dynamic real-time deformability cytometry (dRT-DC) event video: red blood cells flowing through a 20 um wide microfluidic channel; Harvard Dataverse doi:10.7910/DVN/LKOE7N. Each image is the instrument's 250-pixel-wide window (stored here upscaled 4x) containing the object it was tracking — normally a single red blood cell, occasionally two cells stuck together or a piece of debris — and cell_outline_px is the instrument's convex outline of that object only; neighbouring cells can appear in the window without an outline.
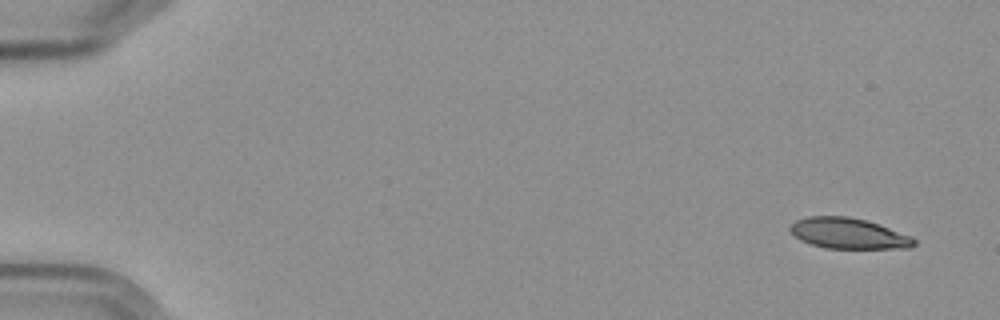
{"species": "Egyptian fruit bat (a non-hibernating species)", "species_latin": "Rousettus aegyptiacus", "temperature_condition": "cold", "stored_images_in_passage": 6, "camera_frame_rate_fps": 3000, "um_per_image_px": 0.085, "frame": {"image": 1, "passage_image": 1, "time_ms": 0.0, "image_size_px": [1000, 320], "cell_outline_px": [[916, 244], [912, 248], [824, 248], [800, 240], [788, 228], [796, 220], [808, 216], [848, 216], [880, 224], [912, 236], [916, 240]], "centroid_in_image_um": [72.15, 19.84], "position_along_channel_um": 12.8, "area_um2": 22.2}}